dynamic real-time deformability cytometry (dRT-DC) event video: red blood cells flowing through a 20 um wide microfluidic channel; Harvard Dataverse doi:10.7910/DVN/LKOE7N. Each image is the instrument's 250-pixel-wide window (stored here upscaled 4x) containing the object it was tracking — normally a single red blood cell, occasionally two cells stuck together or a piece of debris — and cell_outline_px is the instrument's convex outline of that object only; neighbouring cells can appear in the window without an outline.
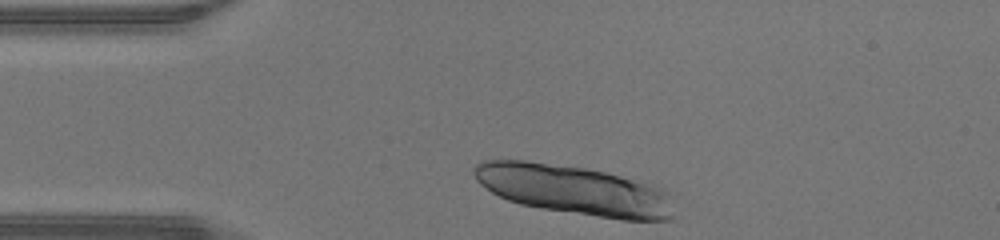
{"species": "human", "species_latin": "Homo sapiens", "temperature_condition": "warm", "stored_images_in_passage": 28, "segment_of_instrument_passage": [1, 2], "camera_frame_rate_fps": 3000, "um_per_image_px": 0.085, "donor": {"sex": "male"}, "frame": {"image": 1, "passage_image": 1, "time_ms": 0.0, "image_size_px": [1000, 240], "cell_outline_px": [[672, 220], [620, 220], [540, 208], [520, 204], [508, 200], [492, 192], [480, 184], [476, 180], [472, 172], [472, 168], [476, 164], [488, 160], [524, 160], [584, 168], [604, 172], [620, 176], [660, 188], [668, 192], [672, 216]], "centroid_in_image_um": [48.74, 16.16], "position_along_channel_um": 36.3, "area_um2": 57.22}}